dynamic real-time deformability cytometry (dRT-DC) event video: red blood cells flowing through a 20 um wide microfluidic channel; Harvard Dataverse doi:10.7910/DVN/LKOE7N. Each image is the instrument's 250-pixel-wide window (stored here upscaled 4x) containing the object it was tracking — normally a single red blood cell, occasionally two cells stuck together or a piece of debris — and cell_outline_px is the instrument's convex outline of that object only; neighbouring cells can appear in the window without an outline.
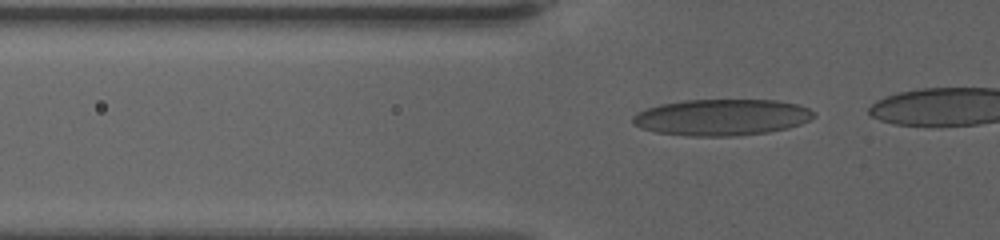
{"species": "human", "species_latin": "Homo sapiens", "temperature_condition": "warm", "stored_images_in_passage": 28, "camera_frame_rate_fps": 3000, "um_per_image_px": 0.085, "donor": {"sex": "female"}, "frame": {"image": 1, "passage_image": 17, "time_ms": 5.333, "image_size_px": [1000, 240], "cell_outline_px": [[816, 116], [800, 124], [788, 128], [768, 132], [732, 136], [688, 136], [656, 132], [640, 128], [632, 124], [632, 116], [636, 112], [660, 104], [684, 100], [776, 100], [796, 104], [808, 108], [816, 112]], "centroid_in_image_um": [61.32, 9.97], "position_along_channel_um": 64.5, "area_um2": 38.49}}
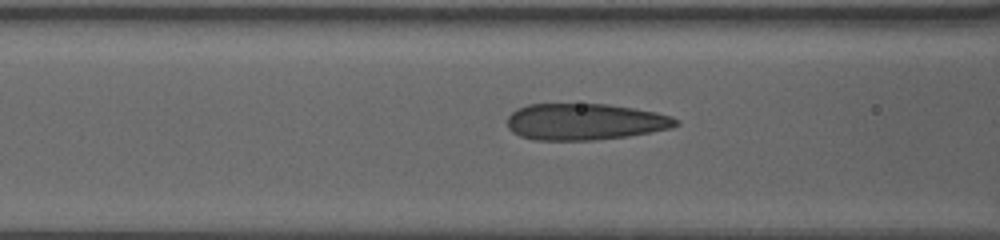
{"frame": {"image": 2, "passage_image": 22, "time_ms": 7.0, "image_size_px": [1000, 240], "cell_outline_px": [[680, 124], [672, 128], [628, 136], [596, 140], [536, 140], [520, 136], [512, 132], [508, 128], [508, 116], [512, 112], [528, 104], [608, 104], [656, 112], [672, 116], [680, 120]], "centroid_in_image_um": [49.75, 10.35], "position_along_channel_um": 116.9, "area_um2": 35.95}}
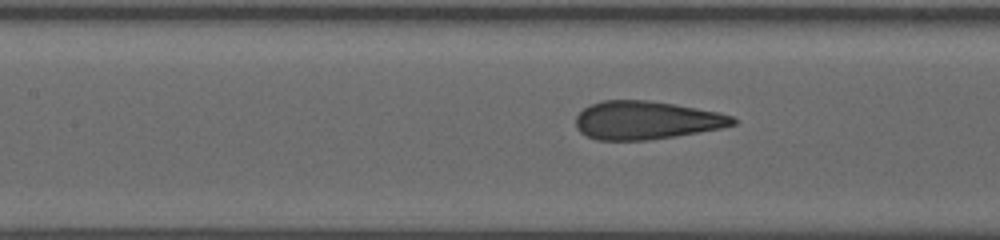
{"frame": {"image": 3, "passage_image": 25, "time_ms": 8.0, "image_size_px": [1000, 240], "cell_outline_px": [[736, 124], [720, 128], [676, 136], [648, 140], [596, 140], [580, 132], [576, 128], [576, 116], [584, 108], [592, 104], [604, 100], [648, 100], [720, 112], [732, 116], [736, 120]], "centroid_in_image_um": [54.92, 10.22], "position_along_channel_um": 152.5, "area_um2": 34.85}}